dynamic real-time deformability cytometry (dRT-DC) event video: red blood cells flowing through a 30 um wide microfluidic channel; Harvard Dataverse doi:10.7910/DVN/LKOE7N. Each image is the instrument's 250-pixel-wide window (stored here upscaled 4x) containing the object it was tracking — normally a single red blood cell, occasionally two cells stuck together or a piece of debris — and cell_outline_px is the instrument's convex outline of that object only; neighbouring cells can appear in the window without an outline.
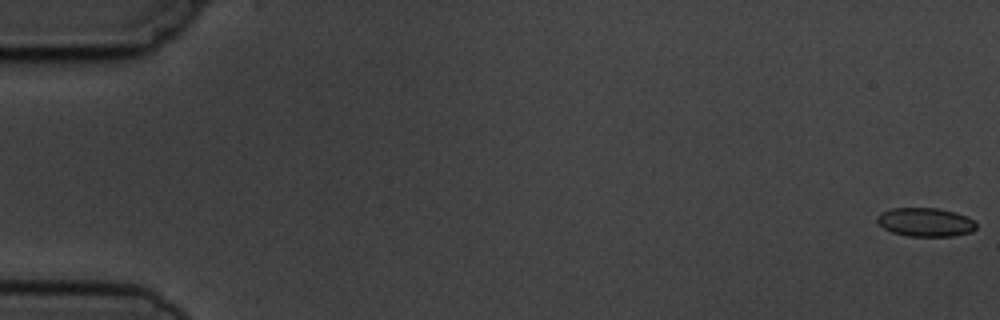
{"species": "common noctule bat (a hibernating species)", "species_latin": "Nyctalus noctula", "temperature_condition": "cold", "stored_images_in_passage": 9, "camera_frame_rate_fps": 3000, "um_per_image_px": 0.085, "animal": {"sex": "male", "body_mass_g": 19.5, "forearm_length_mm": 54.6}, "frame": {"image": 1, "passage_image": 1, "time_ms": 0.0, "image_size_px": [1000, 320], "cell_outline_px": [[976, 228], [968, 232], [952, 236], [908, 236], [892, 232], [884, 228], [876, 220], [876, 216], [880, 212], [892, 208], [936, 208], [956, 212], [972, 220], [976, 224]], "centroid_in_image_um": [78.61, 18.87], "position_along_channel_um": 6.4, "area_um2": 16.42}}
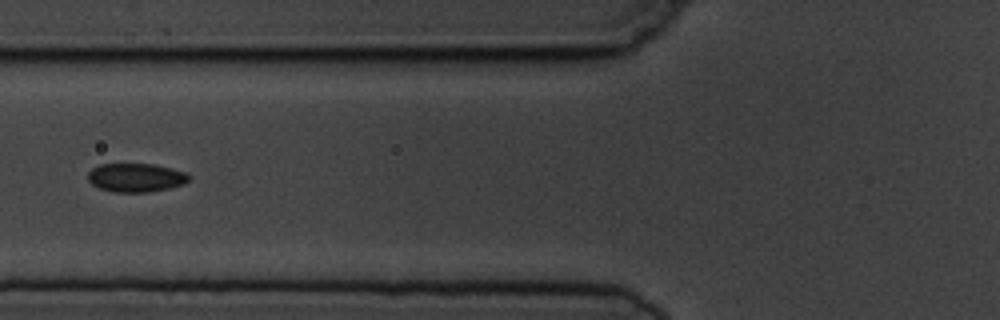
{"frame": {"image": 2, "passage_image": 7, "time_ms": 7.0, "image_size_px": [1000, 320], "cell_outline_px": [[188, 180], [184, 184], [172, 188], [148, 192], [116, 192], [100, 188], [92, 184], [88, 180], [88, 172], [92, 168], [100, 164], [152, 164], [172, 168], [184, 172], [188, 176]], "centroid_in_image_um": [11.54, 15.1], "position_along_channel_um": 114.3, "area_um2": 16.82}}
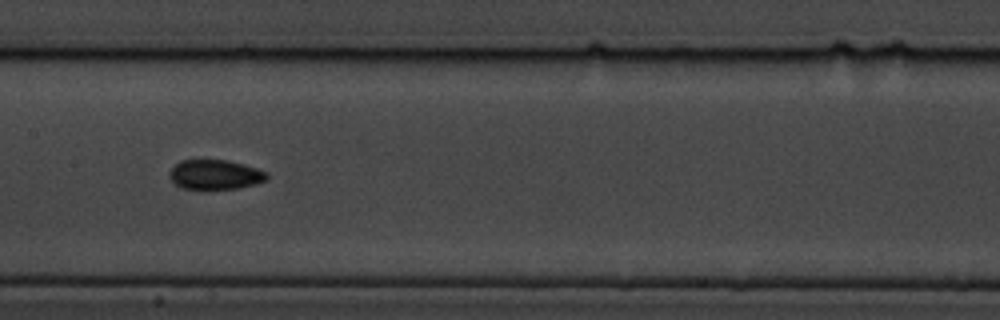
{"frame": {"image": 3, "passage_image": 9, "time_ms": 9.0, "image_size_px": [1000, 320], "cell_outline_px": [[268, 180], [256, 184], [240, 188], [180, 188], [168, 176], [168, 172], [180, 160], [228, 160], [244, 164], [268, 172]], "centroid_in_image_um": [18.31, 14.83], "position_along_channel_um": 189.1, "area_um2": 16.82}}